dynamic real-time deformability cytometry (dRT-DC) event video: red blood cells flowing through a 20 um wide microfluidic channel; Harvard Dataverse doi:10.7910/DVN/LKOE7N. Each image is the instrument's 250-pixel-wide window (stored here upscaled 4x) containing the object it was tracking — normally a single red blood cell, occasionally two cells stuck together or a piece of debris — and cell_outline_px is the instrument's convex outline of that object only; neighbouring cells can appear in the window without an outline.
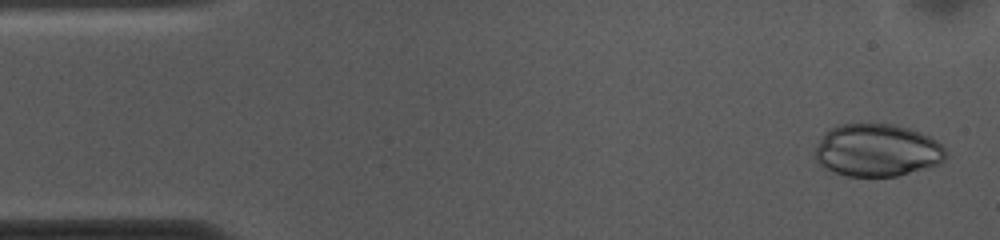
{"species": "common noctule bat (a hibernating species)", "species_latin": "Nyctalus noctula", "temperature_condition": "cold", "stored_images_in_passage": 53, "camera_frame_rate_fps": 3000, "um_per_image_px": 0.085, "animal": {"sex": "female", "body_mass_g": 10.0, "forearm_length_mm": 53.1}, "frame": {"image": 1, "passage_image": 2, "time_ms": 0.333, "image_size_px": [1000, 240], "cell_outline_px": [[948, 156], [940, 164], [896, 176], [844, 176], [820, 164], [812, 156], [824, 132], [828, 128], [840, 124], [892, 124], [908, 128], [920, 132], [936, 140], [944, 148]], "centroid_in_image_um": [74.55, 12.77], "position_along_channel_um": 10.5, "area_um2": 40.11}}
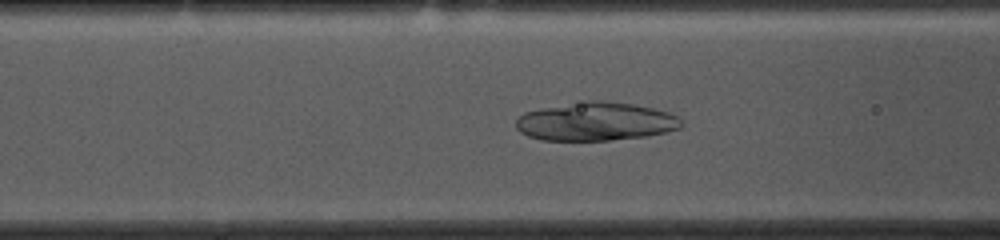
{"frame": {"image": 2, "passage_image": 19, "time_ms": 6.0, "image_size_px": [1000, 240], "cell_outline_px": [[684, 124], [680, 128], [664, 132], [644, 136], [608, 140], [540, 140], [528, 136], [520, 132], [516, 128], [516, 120], [524, 112], [540, 108], [588, 100], [596, 100], [632, 104], [652, 108], [668, 112], [676, 116]], "centroid_in_image_um": [50.6, 10.33], "position_along_channel_um": 116.0, "area_um2": 36.82}}
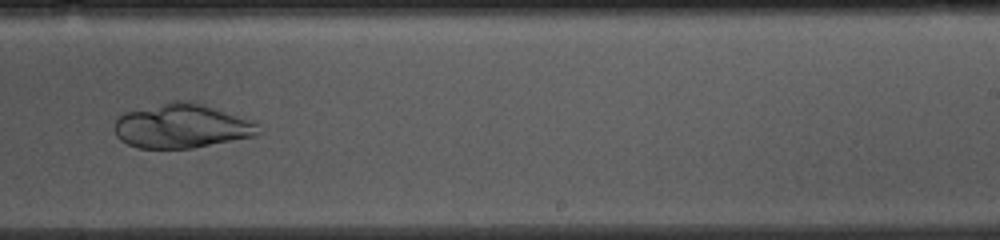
{"frame": {"image": 3, "passage_image": 32, "time_ms": 10.333, "image_size_px": [1000, 240], "cell_outline_px": [[264, 132], [256, 136], [192, 148], [140, 148], [128, 144], [120, 140], [116, 136], [112, 124], [124, 112], [168, 100], [192, 100], [252, 120]], "centroid_in_image_um": [15.43, 10.69], "position_along_channel_um": 273.6, "area_um2": 37.74}}